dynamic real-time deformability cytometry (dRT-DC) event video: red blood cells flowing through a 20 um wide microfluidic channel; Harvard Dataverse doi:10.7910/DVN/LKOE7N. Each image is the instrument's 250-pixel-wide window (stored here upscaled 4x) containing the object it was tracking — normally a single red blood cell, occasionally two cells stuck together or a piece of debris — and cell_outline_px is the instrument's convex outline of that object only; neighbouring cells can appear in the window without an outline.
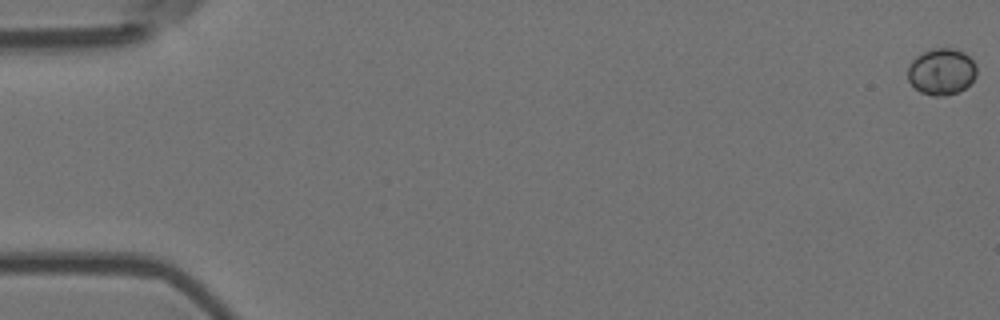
{"species": "Egyptian fruit bat (a non-hibernating species)", "species_latin": "Rousettus aegyptiacus", "temperature_condition": "room temperature", "stored_images_in_passage": 6, "camera_frame_rate_fps": 3000, "um_per_image_px": 0.085, "animal": {"sex": "female"}, "frame": {"image": 1, "passage_image": 1, "time_ms": 0.0, "image_size_px": [1000, 320], "cell_outline_px": [[976, 76], [964, 88], [956, 92], [944, 96], [932, 96], [920, 92], [908, 80], [908, 64], [916, 56], [924, 52], [936, 48], [952, 48], [964, 52], [976, 64]], "centroid_in_image_um": [80.02, 6.08], "position_along_channel_um": 5.0, "area_um2": 18.55}}